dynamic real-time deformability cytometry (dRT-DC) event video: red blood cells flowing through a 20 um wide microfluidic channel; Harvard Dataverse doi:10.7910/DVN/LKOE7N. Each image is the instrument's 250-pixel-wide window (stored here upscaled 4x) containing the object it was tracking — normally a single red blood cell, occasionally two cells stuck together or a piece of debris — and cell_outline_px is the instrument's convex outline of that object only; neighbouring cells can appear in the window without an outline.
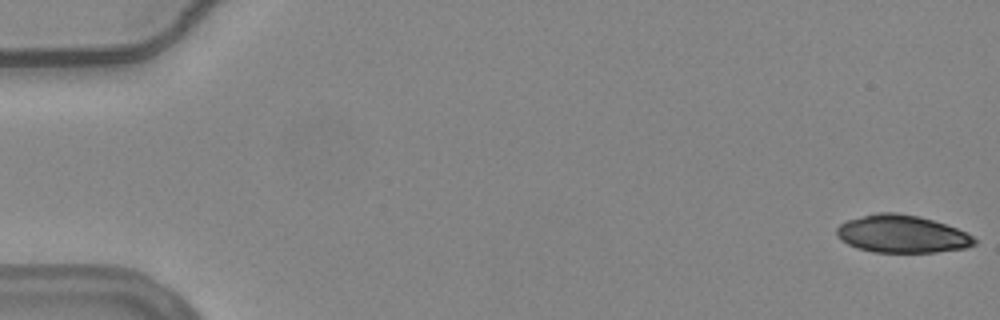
{"species": "common noctule bat (a hibernating species)", "species_latin": "Nyctalus noctula", "temperature_condition": "warm", "stored_images_in_passage": 55, "camera_frame_rate_fps": 3000, "um_per_image_px": 0.085, "animal": {"sex": "female", "body_mass_g": 24.6, "forearm_length_mm": 56.2}, "frame": {"image": 1, "passage_image": 1, "time_ms": 0.0, "image_size_px": [1000, 320], "cell_outline_px": [[976, 244], [964, 248], [936, 252], [872, 252], [856, 248], [840, 240], [836, 236], [836, 228], [840, 224], [848, 220], [876, 212], [896, 212], [920, 216], [956, 228], [972, 236], [976, 240]], "centroid_in_image_um": [76.62, 19.89], "position_along_channel_um": 8.4, "area_um2": 30.17}}